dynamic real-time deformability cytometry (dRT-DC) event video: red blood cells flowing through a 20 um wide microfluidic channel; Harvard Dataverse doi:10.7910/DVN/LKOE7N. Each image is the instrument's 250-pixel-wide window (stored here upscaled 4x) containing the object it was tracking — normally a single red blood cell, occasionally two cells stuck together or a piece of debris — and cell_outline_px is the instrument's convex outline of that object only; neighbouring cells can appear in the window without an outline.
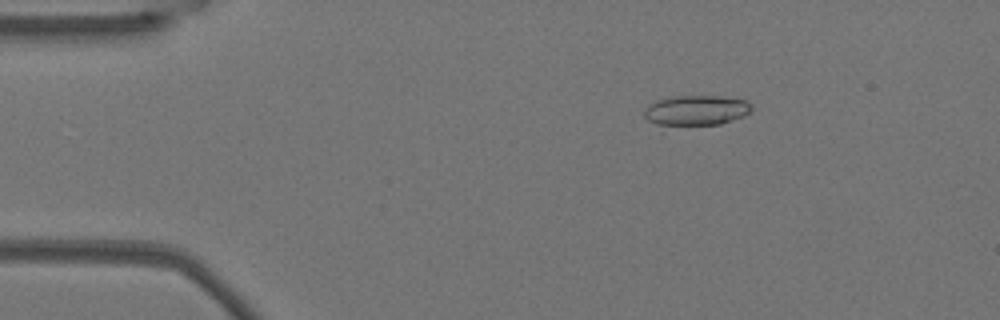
{"species": "Egyptian fruit bat (a non-hibernating species)", "species_latin": "Rousettus aegyptiacus", "temperature_condition": "warm", "stored_images_in_passage": 53, "camera_frame_rate_fps": 3000, "um_per_image_px": 0.085, "animal": {"sex": "female"}, "frame": {"image": 1, "passage_image": 9, "time_ms": 2.667, "image_size_px": [1000, 320], "cell_outline_px": [[752, 112], [744, 116], [720, 124], [660, 136], [644, 116], [644, 108], [648, 104], [656, 100], [672, 96], [720, 96], [748, 100], [752, 104]], "centroid_in_image_um": [58.96, 9.56], "position_along_channel_um": 26.0, "area_um2": 21.96}}
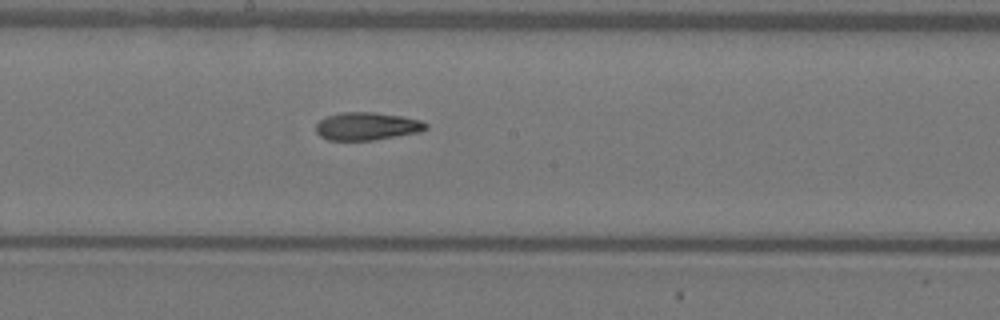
{"frame": {"image": 2, "passage_image": 29, "time_ms": 9.333, "image_size_px": [1000, 320], "cell_outline_px": [[428, 128], [420, 132], [372, 140], [328, 140], [320, 136], [316, 132], [316, 124], [320, 120], [328, 116], [344, 112], [376, 112], [400, 116], [420, 120], [428, 124]], "centroid_in_image_um": [31.19, 10.73], "position_along_channel_um": 217.0, "area_um2": 17.74}}
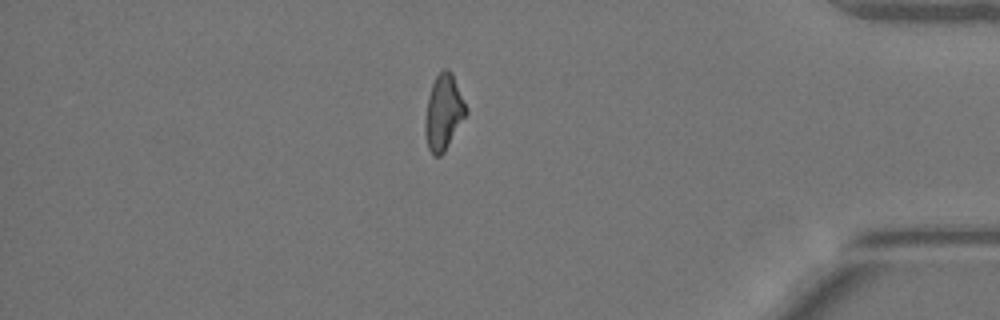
{"frame": {"image": 3, "passage_image": 46, "time_ms": 15.0, "image_size_px": [1000, 320], "cell_outline_px": [[468, 112], [444, 152], [440, 156], [432, 156], [428, 148], [424, 132], [424, 120], [428, 96], [432, 84], [436, 76], [444, 68], [448, 68], [452, 72], [468, 108]], "centroid_in_image_um": [37.7, 9.55], "position_along_channel_um": 397.5, "area_um2": 18.21}, "authors_computed_cell_mechanics": {"area_um2": 18.2648, "velocity_mm_per_s": 3.809, "shape_relaxation_time_tau1_ms": null, "shape_relaxation_time_tau2_ms": 5.717, "deformation_change_tau1": null, "deformation_change_tau2": 0.1355}}